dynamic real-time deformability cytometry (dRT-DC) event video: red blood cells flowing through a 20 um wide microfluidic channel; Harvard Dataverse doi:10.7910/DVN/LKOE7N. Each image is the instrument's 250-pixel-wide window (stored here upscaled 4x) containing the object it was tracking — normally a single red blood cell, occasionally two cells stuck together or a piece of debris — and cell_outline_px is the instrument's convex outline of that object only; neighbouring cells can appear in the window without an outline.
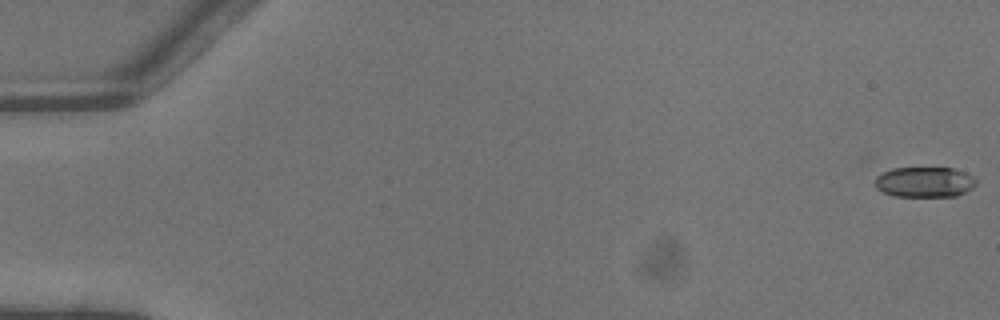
{"species": "common noctule bat (a hibernating species)", "species_latin": "Nyctalus noctula", "temperature_condition": "warm", "stored_images_in_passage": 5, "camera_frame_rate_fps": 3000, "um_per_image_px": 0.085, "animal": {"sex": "male", "body_mass_g": 13.3}, "frame": {"image": 1, "passage_image": 1, "time_ms": 0.0, "image_size_px": [1000, 320], "cell_outline_px": [[976, 184], [972, 188], [956, 196], [896, 196], [884, 192], [876, 188], [876, 176], [892, 168], [952, 168], [964, 172], [972, 176], [976, 180]], "centroid_in_image_um": [78.6, 15.47], "position_along_channel_um": 6.4, "area_um2": 17.69}}
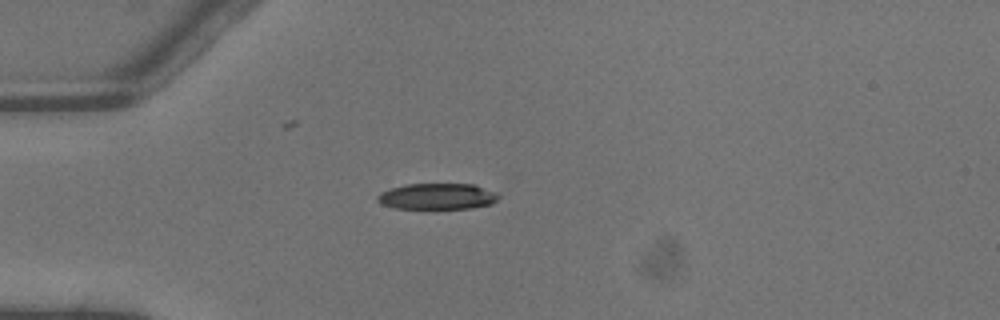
{"frame": {"image": 2, "passage_image": 4, "time_ms": 1.0, "image_size_px": [1000, 320], "cell_outline_px": [[500, 196], [492, 204], [472, 208], [436, 212], [432, 212], [396, 208], [380, 204], [376, 200], [376, 196], [380, 192], [404, 184], [472, 184], [496, 192]], "centroid_in_image_um": [37.13, 16.75], "position_along_channel_um": 47.9, "area_um2": 19.54}}